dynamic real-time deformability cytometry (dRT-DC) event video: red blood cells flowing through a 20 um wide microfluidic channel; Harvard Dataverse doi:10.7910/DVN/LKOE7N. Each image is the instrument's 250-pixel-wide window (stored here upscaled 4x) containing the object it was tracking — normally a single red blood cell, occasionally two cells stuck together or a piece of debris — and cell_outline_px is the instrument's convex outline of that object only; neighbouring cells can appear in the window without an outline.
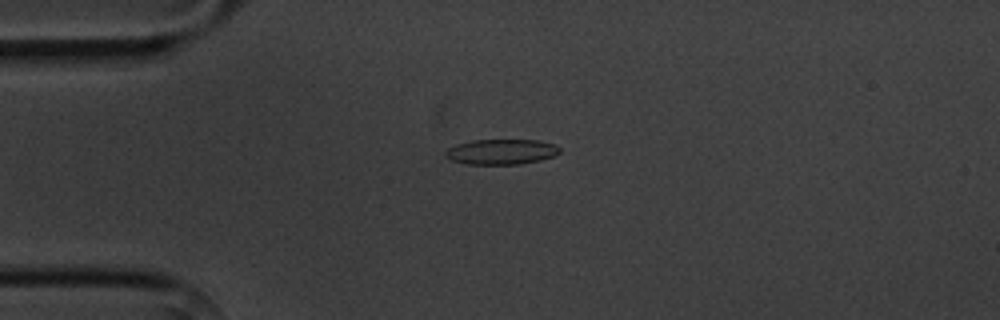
{"species": "common noctule bat (a hibernating species)", "species_latin": "Nyctalus noctula", "temperature_condition": "cold", "stored_images_in_passage": 7, "camera_frame_rate_fps": 3000, "um_per_image_px": 0.085, "animal": {"sex": "male", "body_mass_g": 20.1, "forearm_length_mm": 53.5}, "frame": {"image": 1, "passage_image": 1, "time_ms": 0.0, "image_size_px": [1000, 320], "cell_outline_px": [[560, 152], [556, 156], [540, 160], [520, 164], [468, 164], [452, 160], [444, 156], [444, 152], [448, 148], [456, 144], [472, 140], [536, 140], [556, 144], [560, 148]], "centroid_in_image_um": [42.63, 12.9], "position_along_channel_um": 42.4, "area_um2": 16.94}}
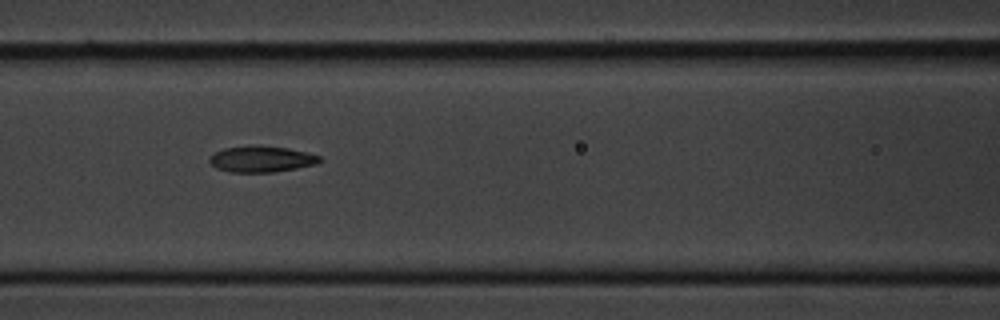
{"frame": {"image": 2, "passage_image": 4, "time_ms": 3.333, "image_size_px": [1000, 320], "cell_outline_px": [[320, 160], [316, 164], [296, 168], [272, 172], [232, 172], [216, 168], [208, 160], [216, 152], [224, 148], [260, 144], [288, 148], [320, 156]], "centroid_in_image_um": [22.21, 13.51], "position_along_channel_um": 144.4, "area_um2": 16.65}}
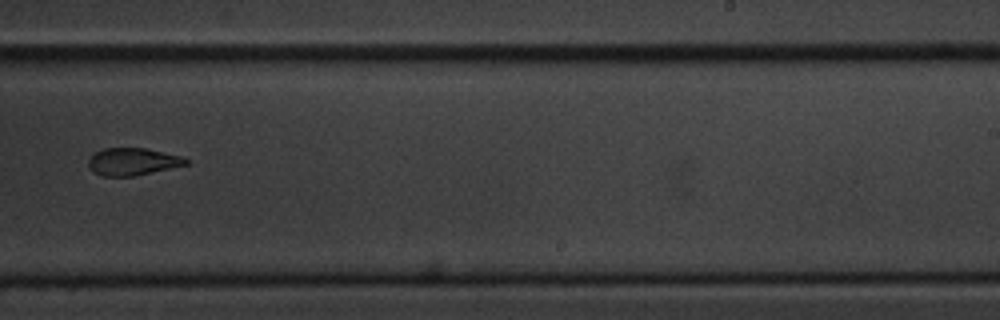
{"frame": {"image": 3, "passage_image": 7, "time_ms": 7.0, "image_size_px": [1000, 320], "cell_outline_px": [[188, 164], [132, 176], [100, 176], [92, 172], [88, 168], [88, 160], [96, 152], [104, 148], [144, 148], [180, 156], [188, 160]], "centroid_in_image_um": [11.21, 13.74], "position_along_channel_um": 277.8, "area_um2": 15.32}}